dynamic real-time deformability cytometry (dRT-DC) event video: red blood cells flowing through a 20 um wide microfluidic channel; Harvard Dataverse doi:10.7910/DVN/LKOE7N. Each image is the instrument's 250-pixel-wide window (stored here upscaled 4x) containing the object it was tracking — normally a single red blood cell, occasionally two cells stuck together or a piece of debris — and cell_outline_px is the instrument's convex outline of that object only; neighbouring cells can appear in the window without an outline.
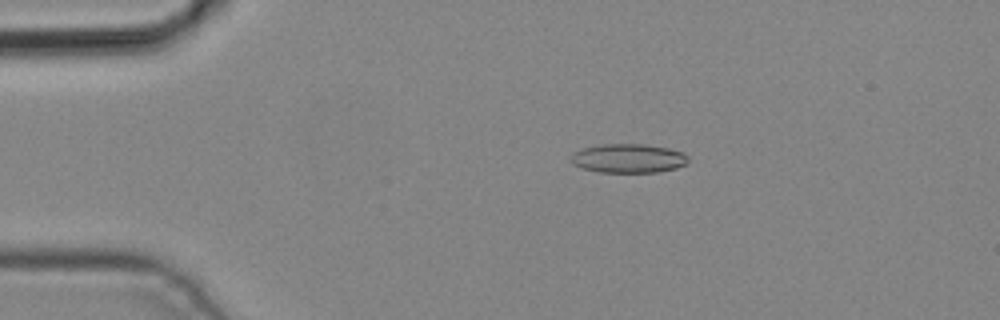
{"species": "common noctule bat (a hibernating species)", "species_latin": "Nyctalus noctula", "temperature_condition": "cold", "stored_images_in_passage": 3, "camera_frame_rate_fps": 3000, "um_per_image_px": 0.085, "animal": {"sex": "male", "body_mass_g": 19.2, "forearm_length_mm": 51.8}, "frame": {"image": 1, "passage_image": 2, "time_ms": 0.333, "image_size_px": [1000, 320], "cell_outline_px": [[688, 160], [684, 164], [676, 168], [660, 172], [600, 172], [584, 168], [572, 164], [568, 160], [568, 156], [572, 152], [580, 148], [600, 144], [644, 144], [668, 148], [684, 152], [688, 156]], "centroid_in_image_um": [53.35, 13.45], "position_along_channel_um": 31.7, "area_um2": 20.11}}